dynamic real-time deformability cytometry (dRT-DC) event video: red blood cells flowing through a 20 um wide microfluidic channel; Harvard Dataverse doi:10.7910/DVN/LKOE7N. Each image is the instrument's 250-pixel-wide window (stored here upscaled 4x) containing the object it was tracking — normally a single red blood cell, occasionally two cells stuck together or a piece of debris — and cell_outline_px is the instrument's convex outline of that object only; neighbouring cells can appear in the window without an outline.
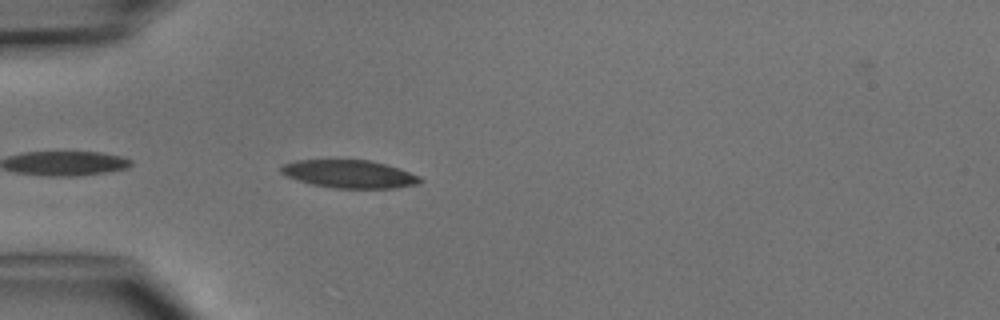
{"species": "common noctule bat (a hibernating species)", "species_latin": "Nyctalus noctula", "temperature_condition": "cold", "stored_images_in_passage": 4, "camera_frame_rate_fps": 3000, "um_per_image_px": 0.085, "animal": {"sex": "male", "body_mass_g": 15.6}, "frame": {"image": 1, "passage_image": 4, "time_ms": 4.333, "image_size_px": [1000, 320], "cell_outline_px": [[424, 180], [420, 184], [396, 188], [336, 188], [312, 184], [288, 176], [280, 172], [280, 168], [284, 164], [296, 160], [368, 160], [384, 164], [420, 176]], "centroid_in_image_um": [29.73, 14.8], "position_along_channel_um": 55.3, "area_um2": 22.37}}